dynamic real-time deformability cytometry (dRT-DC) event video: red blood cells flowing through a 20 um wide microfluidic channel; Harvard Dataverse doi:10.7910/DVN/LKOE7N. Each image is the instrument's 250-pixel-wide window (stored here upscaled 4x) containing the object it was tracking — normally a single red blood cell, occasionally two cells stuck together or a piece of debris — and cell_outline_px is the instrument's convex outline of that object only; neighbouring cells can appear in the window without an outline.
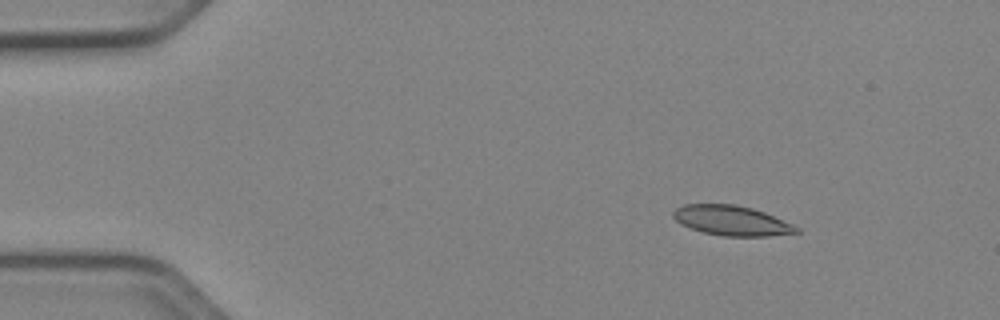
{"species": "Egyptian fruit bat (a non-hibernating species)", "species_latin": "Rousettus aegyptiacus", "temperature_condition": "cold", "stored_images_in_passage": 53, "camera_frame_rate_fps": 3000, "um_per_image_px": 0.085, "animal": {"sex": "female"}, "frame": {"image": 1, "passage_image": 8, "time_ms": 2.333, "image_size_px": [1000, 320], "cell_outline_px": [[800, 232], [768, 236], [724, 236], [704, 232], [680, 224], [672, 216], [672, 212], [676, 208], [684, 204], [736, 204], [752, 208], [764, 212], [792, 224], [800, 228]], "centroid_in_image_um": [62.18, 18.74], "position_along_channel_um": 22.8, "area_um2": 21.39}}
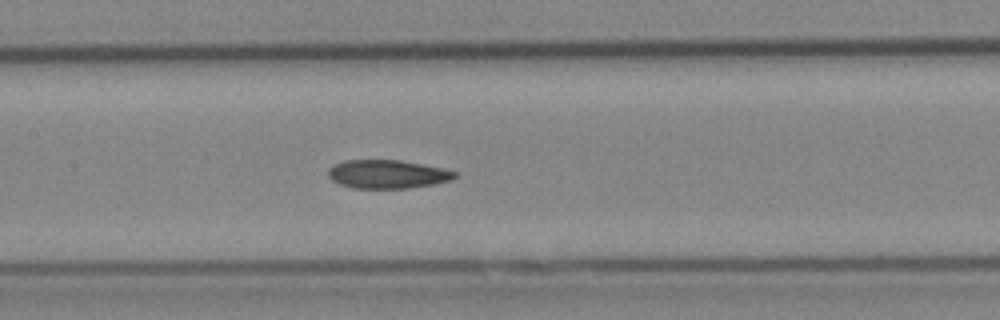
{"frame": {"image": 2, "passage_image": 26, "time_ms": 8.333, "image_size_px": [1000, 320], "cell_outline_px": [[456, 176], [452, 180], [432, 184], [408, 188], [352, 188], [340, 184], [332, 180], [328, 176], [328, 168], [344, 160], [400, 160], [444, 168], [456, 172]], "centroid_in_image_um": [32.92, 14.8], "position_along_channel_um": 174.5, "area_um2": 20.98}}
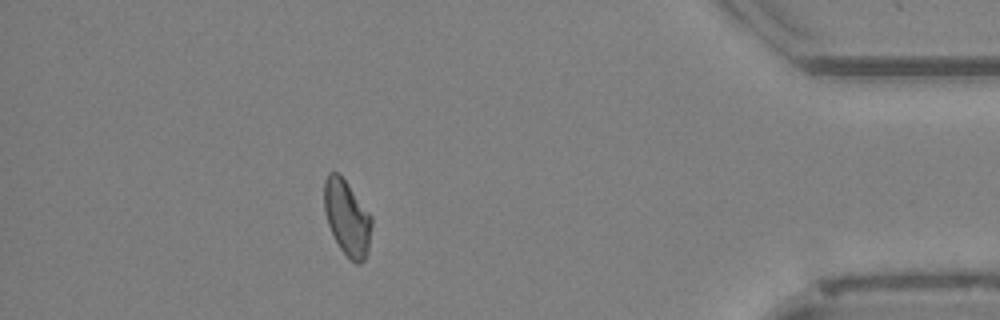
{"frame": {"image": 3, "passage_image": 47, "time_ms": 15.333, "image_size_px": [1000, 320], "cell_outline_px": [[372, 224], [368, 252], [364, 260], [360, 264], [356, 264], [340, 248], [328, 224], [324, 212], [324, 180], [328, 172], [336, 172], [348, 184], [372, 216]], "centroid_in_image_um": [29.5, 18.51], "position_along_channel_um": 405.7, "area_um2": 20.69}, "authors_computed_cell_mechanics": {"area_um2": 21.2704, "velocity_mm_per_s": 3.9474, "shape_relaxation_time_tau1_ms": null, "shape_relaxation_time_tau2_ms": 5.3921, "deformation_change_tau1": null, "deformation_change_tau2": 0.0899}}